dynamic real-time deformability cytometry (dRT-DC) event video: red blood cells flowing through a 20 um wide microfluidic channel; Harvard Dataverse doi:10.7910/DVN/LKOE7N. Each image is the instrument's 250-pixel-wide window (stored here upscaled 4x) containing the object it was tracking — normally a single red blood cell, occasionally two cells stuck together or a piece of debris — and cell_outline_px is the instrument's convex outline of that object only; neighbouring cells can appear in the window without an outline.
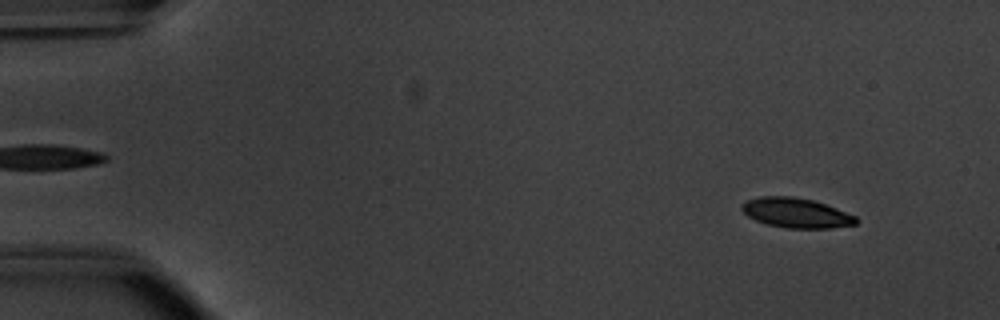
{"species": "common noctule bat (a hibernating species)", "species_latin": "Nyctalus noctula", "temperature_condition": "warm", "stored_images_in_passage": 53, "camera_frame_rate_fps": 3000, "um_per_image_px": 0.085, "animal": {"sex": "male", "body_mass_g": 20.1, "forearm_length_mm": 53.5}, "frame": {"image": 1, "passage_image": 5, "time_ms": 1.333, "image_size_px": [1000, 320], "cell_outline_px": [[860, 220], [856, 224], [832, 228], [788, 228], [768, 224], [756, 220], [748, 216], [740, 208], [740, 204], [748, 200], [760, 196], [792, 196], [812, 200], [836, 208], [856, 216]], "centroid_in_image_um": [67.68, 18.09], "position_along_channel_um": 17.3, "area_um2": 19.77}}
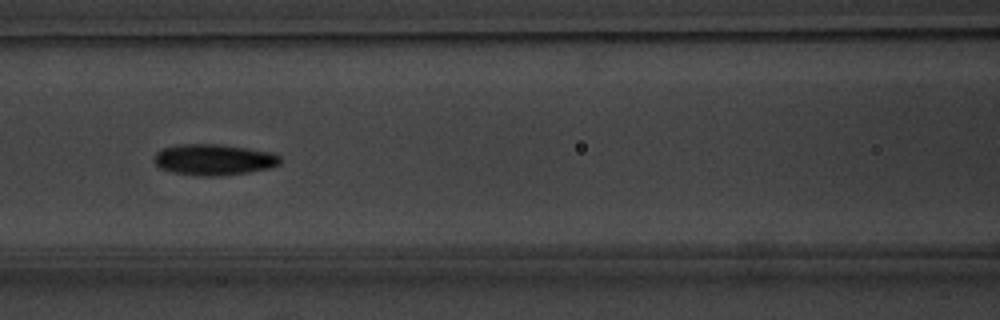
{"frame": {"image": 2, "passage_image": 24, "time_ms": 7.667, "image_size_px": [1000, 320], "cell_outline_px": [[280, 164], [272, 168], [248, 172], [220, 176], [196, 176], [172, 172], [160, 168], [152, 160], [156, 152], [164, 148], [180, 144], [220, 144], [248, 148], [272, 152], [280, 156]], "centroid_in_image_um": [18.18, 13.57], "position_along_channel_um": 148.4, "area_um2": 23.06}}
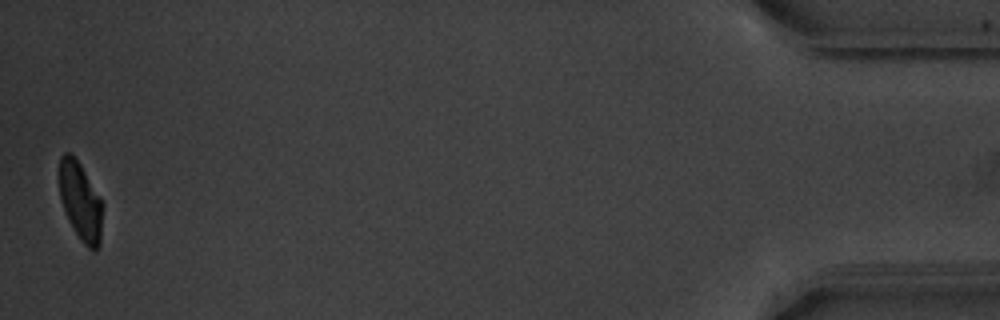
{"frame": {"image": 3, "passage_image": 53, "time_ms": 17.333, "image_size_px": [1000, 320], "cell_outline_px": [[104, 204], [100, 244], [92, 252], [80, 240], [68, 220], [60, 200], [60, 156], [64, 152], [72, 152], [80, 164]], "centroid_in_image_um": [6.86, 17.13], "position_along_channel_um": 428.3, "area_um2": 19.94}, "authors_computed_cell_mechanics": {"area_um2": 21.2126, "velocity_mm_per_s": 3.8007, "shape_relaxation_time_tau1_ms": 2.044, "shape_relaxation_time_tau2_ms": 2.9204, "deformation_change_tau1": 0.1467, "deformation_change_tau2": 0.0862}}